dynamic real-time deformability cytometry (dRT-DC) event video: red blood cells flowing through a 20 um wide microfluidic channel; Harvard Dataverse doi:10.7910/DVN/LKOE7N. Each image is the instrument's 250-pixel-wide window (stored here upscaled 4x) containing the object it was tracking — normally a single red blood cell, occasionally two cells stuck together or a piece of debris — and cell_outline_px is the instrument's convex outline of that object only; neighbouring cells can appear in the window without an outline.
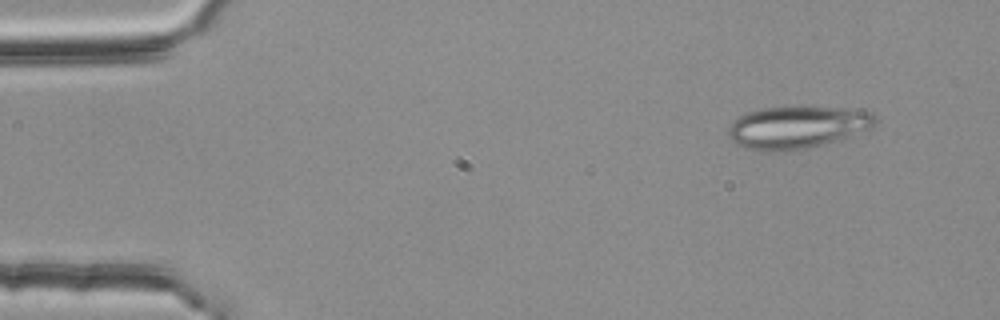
{"species": "common noctule bat (a hibernating species)", "species_latin": "Nyctalus noctula", "temperature_condition": "room temperature", "stored_images_in_passage": 50, "segment_of_instrument_passage": [1, 2], "camera_frame_rate_fps": 3000, "um_per_image_px": 0.085, "animal": {"sex": "female", "body_mass_g": 25.1}, "frame": {"image": 1, "passage_image": 1, "time_ms": 0.0, "image_size_px": [1000, 320], "cell_outline_px": [[876, 120], [872, 128], [840, 140], [804, 148], [776, 152], [764, 152], [744, 148], [736, 144], [728, 136], [728, 128], [732, 120], [748, 112], [764, 108], [864, 108], [876, 112]], "centroid_in_image_um": [67.8, 10.82], "position_along_channel_um": 17.2, "area_um2": 36.47}}